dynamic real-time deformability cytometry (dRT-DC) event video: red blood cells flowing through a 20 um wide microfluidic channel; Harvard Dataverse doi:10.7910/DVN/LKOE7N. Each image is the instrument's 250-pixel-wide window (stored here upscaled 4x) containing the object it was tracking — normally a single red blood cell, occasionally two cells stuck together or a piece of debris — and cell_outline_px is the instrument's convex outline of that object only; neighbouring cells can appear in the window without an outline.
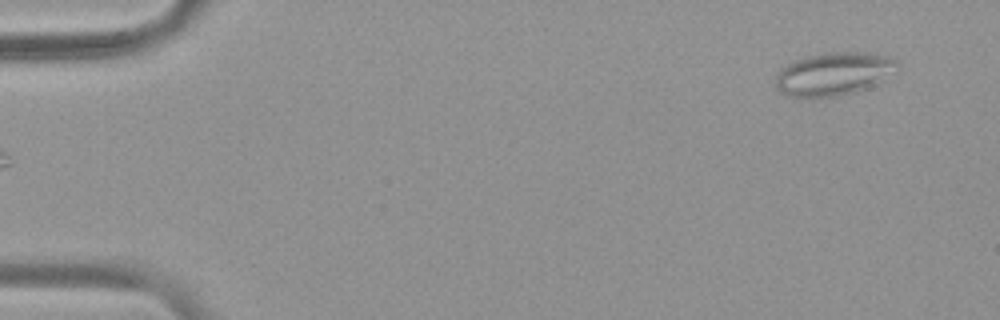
{"species": "common noctule bat (a hibernating species)", "species_latin": "Nyctalus noctula", "temperature_condition": "warm", "stored_images_in_passage": 5, "camera_frame_rate_fps": 3000, "um_per_image_px": 0.085, "animal": {"sex": "female", "body_mass_g": 19.9}, "frame": {"image": 1, "passage_image": 5, "time_ms": 1.333, "image_size_px": [1000, 320], "cell_outline_px": [[896, 64], [872, 84], [864, 88], [852, 92], [836, 96], [784, 96], [776, 88], [776, 72], [780, 68], [792, 60], [804, 56], [824, 52], [868, 52], [892, 56], [896, 60]], "centroid_in_image_um": [70.7, 6.24], "position_along_channel_um": 14.3, "area_um2": 29.88}}